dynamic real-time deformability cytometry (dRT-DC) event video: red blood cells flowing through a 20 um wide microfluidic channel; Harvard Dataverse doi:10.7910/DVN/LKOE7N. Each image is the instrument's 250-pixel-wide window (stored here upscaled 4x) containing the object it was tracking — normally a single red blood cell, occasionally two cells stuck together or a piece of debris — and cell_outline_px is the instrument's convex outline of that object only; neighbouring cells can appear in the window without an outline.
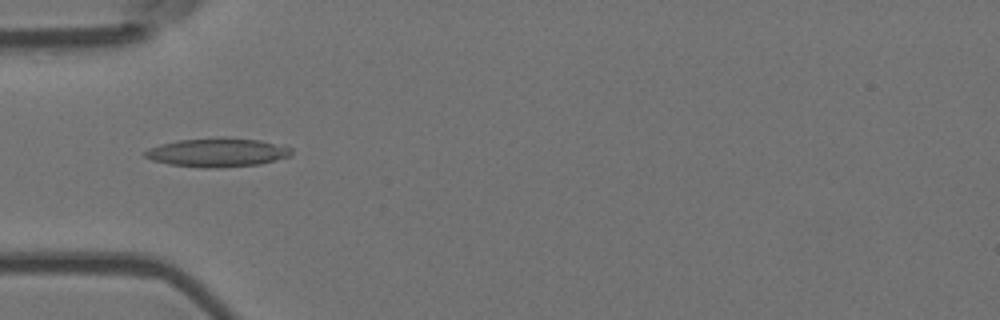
{"species": "Egyptian fruit bat (a non-hibernating species)", "species_latin": "Rousettus aegyptiacus", "temperature_condition": "room temperature", "stored_images_in_passage": 6, "camera_frame_rate_fps": 3000, "um_per_image_px": 0.085, "animal": {"sex": "female"}, "frame": {"image": 1, "passage_image": 5, "time_ms": 1.333, "image_size_px": [1000, 320], "cell_outline_px": [[292, 156], [260, 164], [220, 168], [204, 168], [168, 164], [152, 160], [144, 156], [144, 152], [148, 148], [160, 144], [176, 140], [220, 136], [260, 140], [292, 148]], "centroid_in_image_um": [18.47, 12.95], "position_along_channel_um": 66.5, "area_um2": 24.97}}